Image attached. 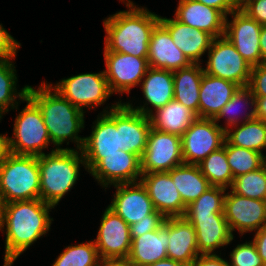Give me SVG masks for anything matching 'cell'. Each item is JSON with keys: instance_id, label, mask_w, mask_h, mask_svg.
Masks as SVG:
<instances>
[{"instance_id": "1", "label": "cell", "mask_w": 266, "mask_h": 266, "mask_svg": "<svg viewBox=\"0 0 266 266\" xmlns=\"http://www.w3.org/2000/svg\"><path fill=\"white\" fill-rule=\"evenodd\" d=\"M53 208L41 199L3 204L0 222V232L5 235L3 266H12L37 239L47 235L54 221L49 216Z\"/></svg>"}, {"instance_id": "2", "label": "cell", "mask_w": 266, "mask_h": 266, "mask_svg": "<svg viewBox=\"0 0 266 266\" xmlns=\"http://www.w3.org/2000/svg\"><path fill=\"white\" fill-rule=\"evenodd\" d=\"M120 1L128 9L103 20L106 31L104 52H120L147 58L151 34L159 23L160 16L147 7H138L131 0Z\"/></svg>"}, {"instance_id": "3", "label": "cell", "mask_w": 266, "mask_h": 266, "mask_svg": "<svg viewBox=\"0 0 266 266\" xmlns=\"http://www.w3.org/2000/svg\"><path fill=\"white\" fill-rule=\"evenodd\" d=\"M27 96L40 109L51 143L56 149H73L61 147L64 142L67 145L73 142L76 150H82L85 137L78 134L85 128V111L62 97L47 81H43L37 89L29 86Z\"/></svg>"}, {"instance_id": "4", "label": "cell", "mask_w": 266, "mask_h": 266, "mask_svg": "<svg viewBox=\"0 0 266 266\" xmlns=\"http://www.w3.org/2000/svg\"><path fill=\"white\" fill-rule=\"evenodd\" d=\"M37 158L40 169V199L55 207L77 183L80 165L86 170L82 151L53 148Z\"/></svg>"}, {"instance_id": "5", "label": "cell", "mask_w": 266, "mask_h": 266, "mask_svg": "<svg viewBox=\"0 0 266 266\" xmlns=\"http://www.w3.org/2000/svg\"><path fill=\"white\" fill-rule=\"evenodd\" d=\"M0 195L3 204L40 199L37 156L3 152L0 158Z\"/></svg>"}, {"instance_id": "6", "label": "cell", "mask_w": 266, "mask_h": 266, "mask_svg": "<svg viewBox=\"0 0 266 266\" xmlns=\"http://www.w3.org/2000/svg\"><path fill=\"white\" fill-rule=\"evenodd\" d=\"M26 106L15 117L13 135L4 134L5 151L14 155L41 156L51 140L38 106L28 97Z\"/></svg>"}, {"instance_id": "7", "label": "cell", "mask_w": 266, "mask_h": 266, "mask_svg": "<svg viewBox=\"0 0 266 266\" xmlns=\"http://www.w3.org/2000/svg\"><path fill=\"white\" fill-rule=\"evenodd\" d=\"M62 97L81 111L95 109L106 103L113 93L110 91L104 70L99 73H80L59 82L49 83ZM84 109V110H83Z\"/></svg>"}, {"instance_id": "8", "label": "cell", "mask_w": 266, "mask_h": 266, "mask_svg": "<svg viewBox=\"0 0 266 266\" xmlns=\"http://www.w3.org/2000/svg\"><path fill=\"white\" fill-rule=\"evenodd\" d=\"M207 53L204 73L231 81L239 87L248 86L252 66L225 36L213 38Z\"/></svg>"}, {"instance_id": "9", "label": "cell", "mask_w": 266, "mask_h": 266, "mask_svg": "<svg viewBox=\"0 0 266 266\" xmlns=\"http://www.w3.org/2000/svg\"><path fill=\"white\" fill-rule=\"evenodd\" d=\"M122 100L105 107L93 122L90 136L85 137L82 154L89 172L101 159L102 154L118 153L119 131L116 129V107ZM107 109V110H106Z\"/></svg>"}, {"instance_id": "10", "label": "cell", "mask_w": 266, "mask_h": 266, "mask_svg": "<svg viewBox=\"0 0 266 266\" xmlns=\"http://www.w3.org/2000/svg\"><path fill=\"white\" fill-rule=\"evenodd\" d=\"M225 131L214 119L196 118L181 136L183 161L198 165L223 146Z\"/></svg>"}, {"instance_id": "11", "label": "cell", "mask_w": 266, "mask_h": 266, "mask_svg": "<svg viewBox=\"0 0 266 266\" xmlns=\"http://www.w3.org/2000/svg\"><path fill=\"white\" fill-rule=\"evenodd\" d=\"M93 241L101 261H126L131 250L130 226L107 206Z\"/></svg>"}, {"instance_id": "12", "label": "cell", "mask_w": 266, "mask_h": 266, "mask_svg": "<svg viewBox=\"0 0 266 266\" xmlns=\"http://www.w3.org/2000/svg\"><path fill=\"white\" fill-rule=\"evenodd\" d=\"M140 160L142 174L172 170L184 163L181 137L151 128Z\"/></svg>"}, {"instance_id": "13", "label": "cell", "mask_w": 266, "mask_h": 266, "mask_svg": "<svg viewBox=\"0 0 266 266\" xmlns=\"http://www.w3.org/2000/svg\"><path fill=\"white\" fill-rule=\"evenodd\" d=\"M104 70L110 91L114 94H129L140 86L149 68L147 58H139L120 52H104Z\"/></svg>"}, {"instance_id": "14", "label": "cell", "mask_w": 266, "mask_h": 266, "mask_svg": "<svg viewBox=\"0 0 266 266\" xmlns=\"http://www.w3.org/2000/svg\"><path fill=\"white\" fill-rule=\"evenodd\" d=\"M224 216L233 236L236 230L241 236L259 231L266 226V201L243 197L231 190L225 195Z\"/></svg>"}, {"instance_id": "15", "label": "cell", "mask_w": 266, "mask_h": 266, "mask_svg": "<svg viewBox=\"0 0 266 266\" xmlns=\"http://www.w3.org/2000/svg\"><path fill=\"white\" fill-rule=\"evenodd\" d=\"M232 20L225 18V37L252 67L261 63L260 33L262 25L249 17L240 8L234 10Z\"/></svg>"}, {"instance_id": "16", "label": "cell", "mask_w": 266, "mask_h": 266, "mask_svg": "<svg viewBox=\"0 0 266 266\" xmlns=\"http://www.w3.org/2000/svg\"><path fill=\"white\" fill-rule=\"evenodd\" d=\"M103 188L111 185L139 182L140 157L134 153L119 150L118 153L102 154V159L89 171Z\"/></svg>"}, {"instance_id": "17", "label": "cell", "mask_w": 266, "mask_h": 266, "mask_svg": "<svg viewBox=\"0 0 266 266\" xmlns=\"http://www.w3.org/2000/svg\"><path fill=\"white\" fill-rule=\"evenodd\" d=\"M116 193L108 205L129 226L142 220H150V214L156 212L152 200L142 183L113 185Z\"/></svg>"}, {"instance_id": "18", "label": "cell", "mask_w": 266, "mask_h": 266, "mask_svg": "<svg viewBox=\"0 0 266 266\" xmlns=\"http://www.w3.org/2000/svg\"><path fill=\"white\" fill-rule=\"evenodd\" d=\"M149 116L132 110L125 102L116 107V129L119 131V150L142 157L151 129Z\"/></svg>"}, {"instance_id": "19", "label": "cell", "mask_w": 266, "mask_h": 266, "mask_svg": "<svg viewBox=\"0 0 266 266\" xmlns=\"http://www.w3.org/2000/svg\"><path fill=\"white\" fill-rule=\"evenodd\" d=\"M140 182L146 188L156 211L165 218L184 216L187 206L182 201L169 172L142 174Z\"/></svg>"}, {"instance_id": "20", "label": "cell", "mask_w": 266, "mask_h": 266, "mask_svg": "<svg viewBox=\"0 0 266 266\" xmlns=\"http://www.w3.org/2000/svg\"><path fill=\"white\" fill-rule=\"evenodd\" d=\"M196 231L199 254H215V250L234 240L224 214H184Z\"/></svg>"}, {"instance_id": "21", "label": "cell", "mask_w": 266, "mask_h": 266, "mask_svg": "<svg viewBox=\"0 0 266 266\" xmlns=\"http://www.w3.org/2000/svg\"><path fill=\"white\" fill-rule=\"evenodd\" d=\"M140 86L145 101V103L143 101L144 105L135 107L129 101L126 104L132 110L140 112L143 115L149 116L153 113V110L155 111L174 100V79L172 71L149 67Z\"/></svg>"}, {"instance_id": "22", "label": "cell", "mask_w": 266, "mask_h": 266, "mask_svg": "<svg viewBox=\"0 0 266 266\" xmlns=\"http://www.w3.org/2000/svg\"><path fill=\"white\" fill-rule=\"evenodd\" d=\"M147 60L151 68L165 69L172 72L191 64L183 52L174 44L170 33L160 22L152 31Z\"/></svg>"}, {"instance_id": "23", "label": "cell", "mask_w": 266, "mask_h": 266, "mask_svg": "<svg viewBox=\"0 0 266 266\" xmlns=\"http://www.w3.org/2000/svg\"><path fill=\"white\" fill-rule=\"evenodd\" d=\"M159 22L168 30L174 44L191 63L201 64L200 58L207 52L213 37L205 31L192 28L175 17H161Z\"/></svg>"}, {"instance_id": "24", "label": "cell", "mask_w": 266, "mask_h": 266, "mask_svg": "<svg viewBox=\"0 0 266 266\" xmlns=\"http://www.w3.org/2000/svg\"><path fill=\"white\" fill-rule=\"evenodd\" d=\"M174 17L213 38L225 35V16L217 9L195 0H179Z\"/></svg>"}, {"instance_id": "25", "label": "cell", "mask_w": 266, "mask_h": 266, "mask_svg": "<svg viewBox=\"0 0 266 266\" xmlns=\"http://www.w3.org/2000/svg\"><path fill=\"white\" fill-rule=\"evenodd\" d=\"M169 217L158 229L135 237L131 241V250L126 261L133 266H147L168 258Z\"/></svg>"}, {"instance_id": "26", "label": "cell", "mask_w": 266, "mask_h": 266, "mask_svg": "<svg viewBox=\"0 0 266 266\" xmlns=\"http://www.w3.org/2000/svg\"><path fill=\"white\" fill-rule=\"evenodd\" d=\"M238 88L231 81L204 73L199 92V118L214 119Z\"/></svg>"}, {"instance_id": "27", "label": "cell", "mask_w": 266, "mask_h": 266, "mask_svg": "<svg viewBox=\"0 0 266 266\" xmlns=\"http://www.w3.org/2000/svg\"><path fill=\"white\" fill-rule=\"evenodd\" d=\"M168 258L192 266L200 255L196 231L184 217H169Z\"/></svg>"}, {"instance_id": "28", "label": "cell", "mask_w": 266, "mask_h": 266, "mask_svg": "<svg viewBox=\"0 0 266 266\" xmlns=\"http://www.w3.org/2000/svg\"><path fill=\"white\" fill-rule=\"evenodd\" d=\"M204 69L199 63H191L173 72L174 100L188 107L199 118V92Z\"/></svg>"}, {"instance_id": "29", "label": "cell", "mask_w": 266, "mask_h": 266, "mask_svg": "<svg viewBox=\"0 0 266 266\" xmlns=\"http://www.w3.org/2000/svg\"><path fill=\"white\" fill-rule=\"evenodd\" d=\"M196 118L197 115L193 111L175 100L149 115L152 128L180 137Z\"/></svg>"}, {"instance_id": "30", "label": "cell", "mask_w": 266, "mask_h": 266, "mask_svg": "<svg viewBox=\"0 0 266 266\" xmlns=\"http://www.w3.org/2000/svg\"><path fill=\"white\" fill-rule=\"evenodd\" d=\"M168 172L186 206L211 187L198 165L182 163Z\"/></svg>"}, {"instance_id": "31", "label": "cell", "mask_w": 266, "mask_h": 266, "mask_svg": "<svg viewBox=\"0 0 266 266\" xmlns=\"http://www.w3.org/2000/svg\"><path fill=\"white\" fill-rule=\"evenodd\" d=\"M12 59L15 58H0V121L3 114L11 109H18V105L26 98L29 88V85H25L20 91L17 90L18 78Z\"/></svg>"}, {"instance_id": "32", "label": "cell", "mask_w": 266, "mask_h": 266, "mask_svg": "<svg viewBox=\"0 0 266 266\" xmlns=\"http://www.w3.org/2000/svg\"><path fill=\"white\" fill-rule=\"evenodd\" d=\"M225 140L233 146L262 152L266 149V121L253 119L225 131Z\"/></svg>"}, {"instance_id": "33", "label": "cell", "mask_w": 266, "mask_h": 266, "mask_svg": "<svg viewBox=\"0 0 266 266\" xmlns=\"http://www.w3.org/2000/svg\"><path fill=\"white\" fill-rule=\"evenodd\" d=\"M248 110V107L251 108L249 112L246 113L245 111V116L240 117V110L239 112L237 111L239 107L245 108ZM255 97L253 93L250 91V89L246 87H239L238 90L232 95V98L228 101V103L221 109L219 114L214 118L216 123L218 124L220 119L225 118V126H222V129L224 131L230 129L231 127L238 126L240 123H244L246 121H250L256 118V112H255ZM238 112V113H237ZM241 113V115H242ZM239 114V116H238ZM239 118L241 120H239ZM243 118V120H242Z\"/></svg>"}, {"instance_id": "34", "label": "cell", "mask_w": 266, "mask_h": 266, "mask_svg": "<svg viewBox=\"0 0 266 266\" xmlns=\"http://www.w3.org/2000/svg\"><path fill=\"white\" fill-rule=\"evenodd\" d=\"M198 167L211 186H219L226 189L232 187L234 178L226 156L225 141L222 147L211 152L202 160Z\"/></svg>"}, {"instance_id": "35", "label": "cell", "mask_w": 266, "mask_h": 266, "mask_svg": "<svg viewBox=\"0 0 266 266\" xmlns=\"http://www.w3.org/2000/svg\"><path fill=\"white\" fill-rule=\"evenodd\" d=\"M225 151L233 178L256 171L266 163V155L254 150L230 145L226 140Z\"/></svg>"}, {"instance_id": "36", "label": "cell", "mask_w": 266, "mask_h": 266, "mask_svg": "<svg viewBox=\"0 0 266 266\" xmlns=\"http://www.w3.org/2000/svg\"><path fill=\"white\" fill-rule=\"evenodd\" d=\"M96 245L91 241L69 245L55 259L52 266H100Z\"/></svg>"}, {"instance_id": "37", "label": "cell", "mask_w": 266, "mask_h": 266, "mask_svg": "<svg viewBox=\"0 0 266 266\" xmlns=\"http://www.w3.org/2000/svg\"><path fill=\"white\" fill-rule=\"evenodd\" d=\"M237 195L265 200L266 199V163L256 171L234 178L231 189Z\"/></svg>"}, {"instance_id": "38", "label": "cell", "mask_w": 266, "mask_h": 266, "mask_svg": "<svg viewBox=\"0 0 266 266\" xmlns=\"http://www.w3.org/2000/svg\"><path fill=\"white\" fill-rule=\"evenodd\" d=\"M228 189L211 186L186 207L185 214H224V199Z\"/></svg>"}, {"instance_id": "39", "label": "cell", "mask_w": 266, "mask_h": 266, "mask_svg": "<svg viewBox=\"0 0 266 266\" xmlns=\"http://www.w3.org/2000/svg\"><path fill=\"white\" fill-rule=\"evenodd\" d=\"M229 256L230 266H265L253 241L238 244Z\"/></svg>"}, {"instance_id": "40", "label": "cell", "mask_w": 266, "mask_h": 266, "mask_svg": "<svg viewBox=\"0 0 266 266\" xmlns=\"http://www.w3.org/2000/svg\"><path fill=\"white\" fill-rule=\"evenodd\" d=\"M247 87L254 97H266V63L252 67Z\"/></svg>"}, {"instance_id": "41", "label": "cell", "mask_w": 266, "mask_h": 266, "mask_svg": "<svg viewBox=\"0 0 266 266\" xmlns=\"http://www.w3.org/2000/svg\"><path fill=\"white\" fill-rule=\"evenodd\" d=\"M166 218L158 211L150 214V220H142L130 225L131 240L135 237L144 235L147 232L158 230Z\"/></svg>"}, {"instance_id": "42", "label": "cell", "mask_w": 266, "mask_h": 266, "mask_svg": "<svg viewBox=\"0 0 266 266\" xmlns=\"http://www.w3.org/2000/svg\"><path fill=\"white\" fill-rule=\"evenodd\" d=\"M21 44L0 24V58H15Z\"/></svg>"}, {"instance_id": "43", "label": "cell", "mask_w": 266, "mask_h": 266, "mask_svg": "<svg viewBox=\"0 0 266 266\" xmlns=\"http://www.w3.org/2000/svg\"><path fill=\"white\" fill-rule=\"evenodd\" d=\"M240 9L260 25L266 26V0H249Z\"/></svg>"}, {"instance_id": "44", "label": "cell", "mask_w": 266, "mask_h": 266, "mask_svg": "<svg viewBox=\"0 0 266 266\" xmlns=\"http://www.w3.org/2000/svg\"><path fill=\"white\" fill-rule=\"evenodd\" d=\"M201 2L206 6L213 7L219 10L225 17L231 12L238 9L236 0H195Z\"/></svg>"}, {"instance_id": "45", "label": "cell", "mask_w": 266, "mask_h": 266, "mask_svg": "<svg viewBox=\"0 0 266 266\" xmlns=\"http://www.w3.org/2000/svg\"><path fill=\"white\" fill-rule=\"evenodd\" d=\"M192 266H230L226 259L218 254H200Z\"/></svg>"}, {"instance_id": "46", "label": "cell", "mask_w": 266, "mask_h": 266, "mask_svg": "<svg viewBox=\"0 0 266 266\" xmlns=\"http://www.w3.org/2000/svg\"><path fill=\"white\" fill-rule=\"evenodd\" d=\"M253 243L256 246L259 256L266 266V226L255 232Z\"/></svg>"}, {"instance_id": "47", "label": "cell", "mask_w": 266, "mask_h": 266, "mask_svg": "<svg viewBox=\"0 0 266 266\" xmlns=\"http://www.w3.org/2000/svg\"><path fill=\"white\" fill-rule=\"evenodd\" d=\"M256 118L266 121V97H255Z\"/></svg>"}, {"instance_id": "48", "label": "cell", "mask_w": 266, "mask_h": 266, "mask_svg": "<svg viewBox=\"0 0 266 266\" xmlns=\"http://www.w3.org/2000/svg\"><path fill=\"white\" fill-rule=\"evenodd\" d=\"M261 63H266V26H262L260 33Z\"/></svg>"}, {"instance_id": "49", "label": "cell", "mask_w": 266, "mask_h": 266, "mask_svg": "<svg viewBox=\"0 0 266 266\" xmlns=\"http://www.w3.org/2000/svg\"><path fill=\"white\" fill-rule=\"evenodd\" d=\"M147 266H189V265L179 262V261L172 260L170 258H165L163 260H159Z\"/></svg>"}, {"instance_id": "50", "label": "cell", "mask_w": 266, "mask_h": 266, "mask_svg": "<svg viewBox=\"0 0 266 266\" xmlns=\"http://www.w3.org/2000/svg\"><path fill=\"white\" fill-rule=\"evenodd\" d=\"M100 266H133L127 261H101Z\"/></svg>"}, {"instance_id": "51", "label": "cell", "mask_w": 266, "mask_h": 266, "mask_svg": "<svg viewBox=\"0 0 266 266\" xmlns=\"http://www.w3.org/2000/svg\"><path fill=\"white\" fill-rule=\"evenodd\" d=\"M5 151L4 134H0V158Z\"/></svg>"}, {"instance_id": "52", "label": "cell", "mask_w": 266, "mask_h": 266, "mask_svg": "<svg viewBox=\"0 0 266 266\" xmlns=\"http://www.w3.org/2000/svg\"><path fill=\"white\" fill-rule=\"evenodd\" d=\"M247 1H249V0H236L239 8H241Z\"/></svg>"}, {"instance_id": "53", "label": "cell", "mask_w": 266, "mask_h": 266, "mask_svg": "<svg viewBox=\"0 0 266 266\" xmlns=\"http://www.w3.org/2000/svg\"><path fill=\"white\" fill-rule=\"evenodd\" d=\"M2 212H3V201H2V198H1V195H0V222H1V219H2Z\"/></svg>"}]
</instances>
